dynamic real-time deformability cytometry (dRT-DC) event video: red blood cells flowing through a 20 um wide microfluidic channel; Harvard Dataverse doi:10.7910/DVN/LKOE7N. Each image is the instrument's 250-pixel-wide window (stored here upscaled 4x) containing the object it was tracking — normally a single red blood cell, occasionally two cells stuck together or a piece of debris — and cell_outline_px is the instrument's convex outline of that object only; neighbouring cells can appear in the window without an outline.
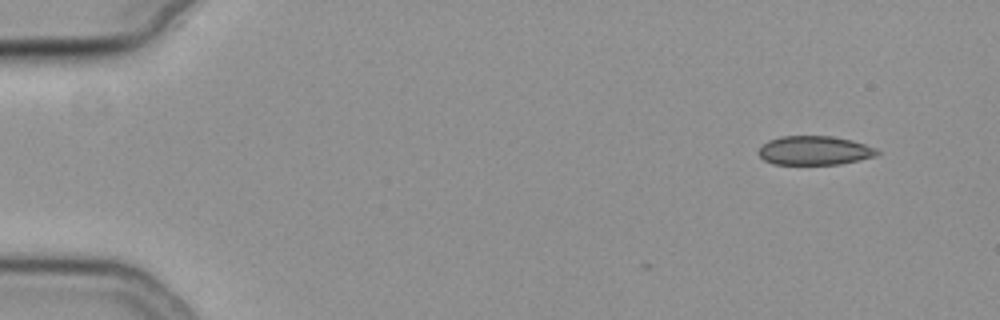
{"species": "common noctule bat (a hibernating species)", "species_latin": "Nyctalus noctula", "temperature_condition": "cold", "stored_images_in_passage": 7, "camera_frame_rate_fps": 3000, "um_per_image_px": 0.085, "animal": {"sex": "female", "body_mass_g": 19.3, "forearm_length_mm": 54.1}, "frame": {"image": 1, "passage_image": 1, "time_ms": 0.0, "image_size_px": [1000, 320], "cell_outline_px": [[880, 152], [876, 156], [840, 164], [772, 164], [764, 160], [756, 152], [768, 140], [780, 136], [832, 136], [852, 140], [876, 148]], "centroid_in_image_um": [69.22, 12.79], "position_along_channel_um": 15.8, "area_um2": 20.06}}